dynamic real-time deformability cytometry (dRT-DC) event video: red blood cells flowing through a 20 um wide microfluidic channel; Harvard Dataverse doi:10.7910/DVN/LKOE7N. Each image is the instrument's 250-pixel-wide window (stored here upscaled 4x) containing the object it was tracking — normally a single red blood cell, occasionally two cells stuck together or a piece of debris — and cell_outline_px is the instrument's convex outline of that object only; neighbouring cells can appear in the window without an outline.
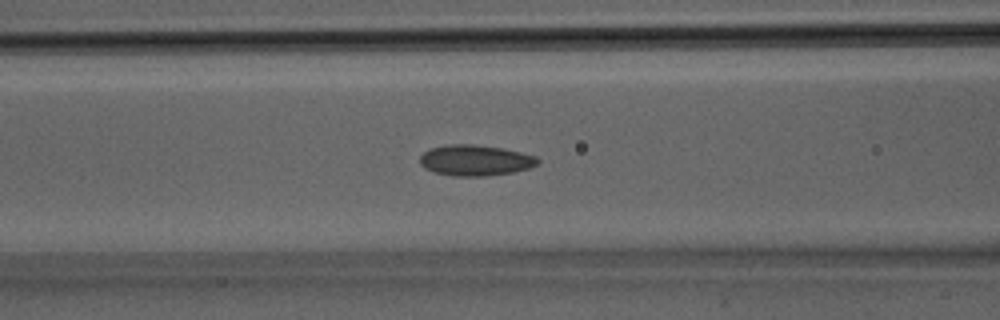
{"species": "Egyptian fruit bat (a non-hibernating species)", "species_latin": "Rousettus aegyptiacus", "temperature_condition": "room temperature", "stored_images_in_passage": 19, "camera_frame_rate_fps": 3000, "um_per_image_px": 0.085, "animal": {"sex": "male"}, "frame": {"image": 1, "passage_image": 11, "time_ms": 3.333, "image_size_px": [1000, 320], "cell_outline_px": [[540, 160], [536, 164], [528, 168], [512, 172], [484, 176], [452, 176], [436, 172], [424, 168], [420, 164], [420, 156], [424, 152], [432, 148], [448, 144], [472, 144], [504, 148], [536, 156]], "centroid_in_image_um": [40.38, 13.62], "position_along_channel_um": 126.2, "area_um2": 21.04}}
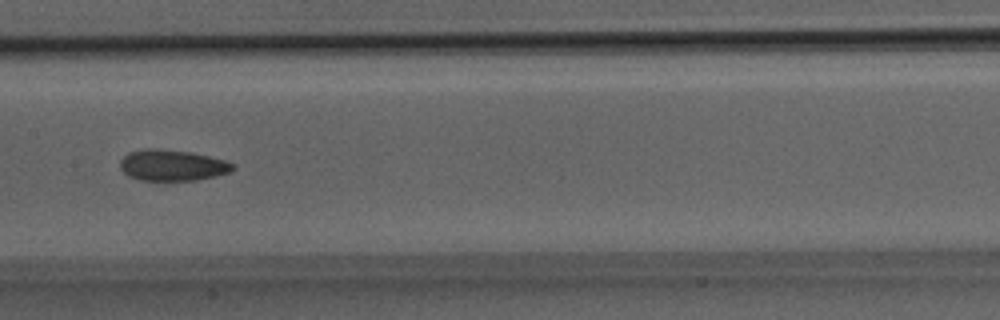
{"frame": {"image": 2, "passage_image": 14, "time_ms": 4.333, "image_size_px": [1000, 320], "cell_outline_px": [[236, 168], [228, 172], [196, 180], [140, 180], [128, 176], [120, 168], [120, 160], [128, 152], [148, 148], [152, 148], [188, 152], [208, 156], [224, 160], [232, 164]], "centroid_in_image_um": [14.59, 14.05], "position_along_channel_um": 192.8, "area_um2": 20.06}}
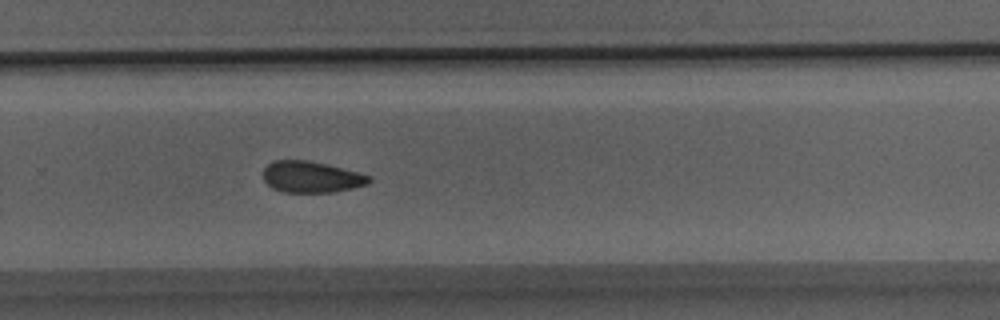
{"frame": {"image": 3, "passage_image": 19, "time_ms": 6.0, "image_size_px": [1000, 320], "cell_outline_px": [[372, 180], [368, 184], [336, 192], [284, 192], [272, 188], [264, 180], [264, 168], [272, 160], [308, 160], [360, 172], [372, 176]], "centroid_in_image_um": [26.49, 15.04], "position_along_channel_um": 303.3, "area_um2": 19.42}}